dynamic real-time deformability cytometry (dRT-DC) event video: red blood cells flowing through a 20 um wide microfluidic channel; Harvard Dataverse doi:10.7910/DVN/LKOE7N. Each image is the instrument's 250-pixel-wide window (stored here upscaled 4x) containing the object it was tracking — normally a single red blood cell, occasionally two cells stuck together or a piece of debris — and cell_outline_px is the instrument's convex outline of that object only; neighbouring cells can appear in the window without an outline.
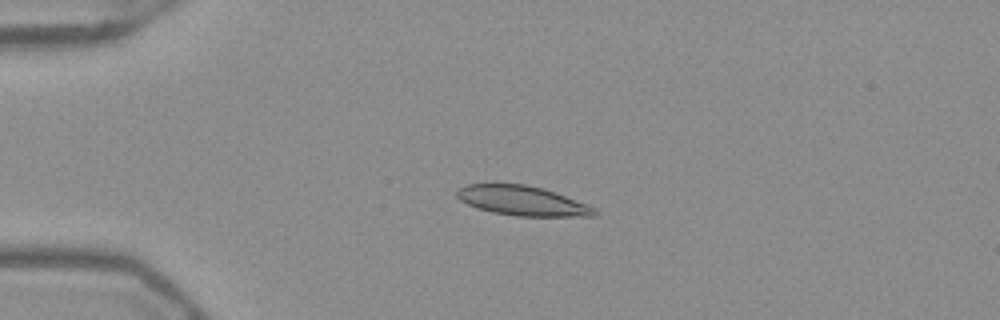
{"species": "Egyptian fruit bat (a non-hibernating species)", "species_latin": "Rousettus aegyptiacus", "temperature_condition": "warm", "stored_images_in_passage": 52, "camera_frame_rate_fps": 3000, "um_per_image_px": 0.085, "frame": {"image": 1, "passage_image": 13, "time_ms": 4.0, "image_size_px": [1000, 320], "cell_outline_px": [[600, 212], [596, 216], [516, 216], [492, 212], [476, 208], [460, 200], [456, 196], [456, 188], [468, 184], [492, 180], [496, 180], [524, 184], [544, 188], [556, 192], [588, 204], [596, 208]], "centroid_in_image_um": [44.34, 17.01], "position_along_channel_um": 40.7, "area_um2": 24.91}}
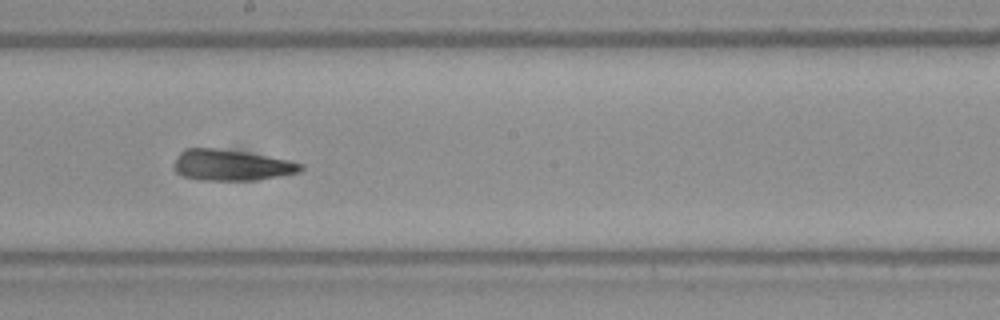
{"frame": {"image": 2, "passage_image": 30, "time_ms": 9.667, "image_size_px": [1000, 320], "cell_outline_px": [[304, 168], [300, 172], [280, 176], [256, 180], [200, 180], [184, 176], [176, 172], [172, 168], [172, 164], [180, 152], [184, 148], [216, 148], [244, 152], [268, 156], [288, 160], [304, 164]], "centroid_in_image_um": [19.64, 14.04], "position_along_channel_um": 228.6, "area_um2": 23.0}}
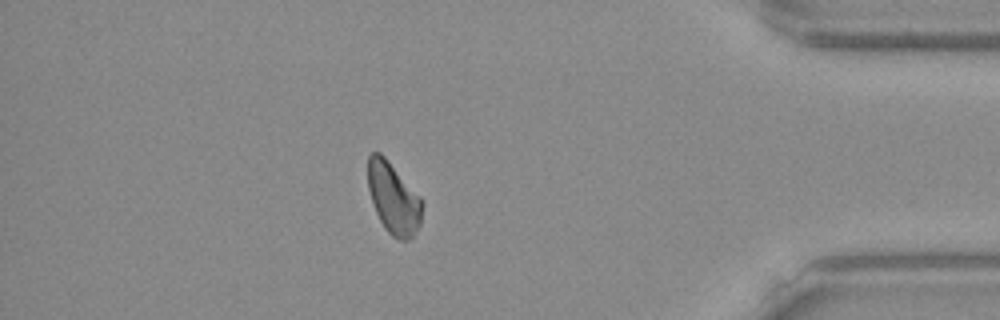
{"frame": {"image": 3, "passage_image": 46, "time_ms": 15.0, "image_size_px": [1000, 320], "cell_outline_px": [[424, 204], [420, 224], [412, 236], [408, 240], [400, 240], [392, 236], [384, 228], [376, 212], [368, 188], [368, 156], [372, 152], [380, 152], [384, 156], [420, 196]], "centroid_in_image_um": [33.45, 16.86], "position_along_channel_um": 401.8, "area_um2": 22.43}, "authors_computed_cell_mechanics": {"area_um2": 22.9177, "velocity_mm_per_s": 3.9235, "shape_relaxation_time_tau1_ms": 7.6987, "shape_relaxation_time_tau2_ms": null, "deformation_change_tau1": 0.1754, "deformation_change_tau2": null}}